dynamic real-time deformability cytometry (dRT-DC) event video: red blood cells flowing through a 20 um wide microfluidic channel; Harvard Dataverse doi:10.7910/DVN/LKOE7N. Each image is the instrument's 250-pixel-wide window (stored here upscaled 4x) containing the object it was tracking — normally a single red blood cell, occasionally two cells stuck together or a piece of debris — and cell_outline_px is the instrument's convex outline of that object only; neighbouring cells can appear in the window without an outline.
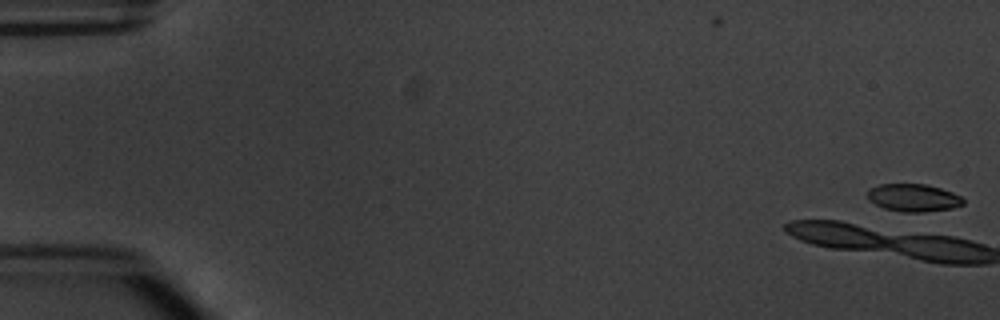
{"species": "common noctule bat (a hibernating species)", "species_latin": "Nyctalus noctula", "temperature_condition": "warm", "stored_images_in_passage": 3, "camera_frame_rate_fps": 3000, "um_per_image_px": 0.085, "animal": {"sex": "male", "body_mass_g": 20.1, "forearm_length_mm": 53.5}, "frame": {"image": 1, "passage_image": 1, "time_ms": 0.0, "image_size_px": [1000, 320], "cell_outline_px": [[964, 204], [952, 208], [924, 212], [900, 212], [884, 208], [868, 200], [868, 188], [880, 184], [924, 184], [940, 188], [952, 192], [960, 196], [964, 200]], "centroid_in_image_um": [77.62, 16.81], "position_along_channel_um": 7.4, "area_um2": 15.43}}